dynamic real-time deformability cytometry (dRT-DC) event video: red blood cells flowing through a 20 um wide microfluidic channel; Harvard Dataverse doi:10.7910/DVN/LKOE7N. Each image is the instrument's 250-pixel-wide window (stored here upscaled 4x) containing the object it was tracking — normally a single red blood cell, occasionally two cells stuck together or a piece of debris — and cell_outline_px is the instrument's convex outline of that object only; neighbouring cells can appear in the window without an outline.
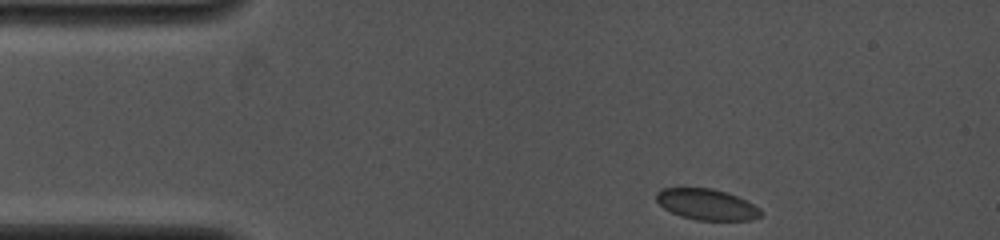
{"species": "common noctule bat (a hibernating species)", "species_latin": "Nyctalus noctula", "temperature_condition": "cold", "stored_images_in_passage": 5, "camera_frame_rate_fps": 4000, "um_per_image_px": 0.085, "animal": {"sex": "female", "body_mass_g": 19.0, "forearm_length_mm": 53.3}, "frame": {"image": 1, "passage_image": 1, "time_ms": 0.0, "image_size_px": [1000, 240], "cell_outline_px": [[760, 216], [752, 220], [696, 220], [680, 216], [664, 208], [656, 200], [656, 192], [660, 188], [712, 188], [728, 192], [760, 208]], "centroid_in_image_um": [60.04, 17.37], "position_along_channel_um": 25.0, "area_um2": 18.79}}
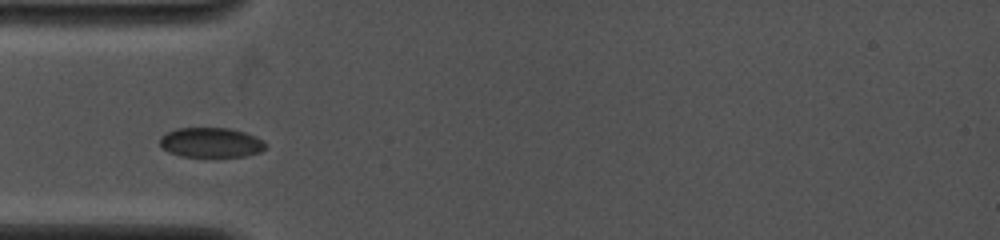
{"frame": {"image": 2, "passage_image": 4, "time_ms": 2.5, "image_size_px": [1000, 240], "cell_outline_px": [[268, 148], [260, 152], [244, 156], [180, 156], [168, 152], [160, 144], [160, 136], [176, 128], [228, 128], [244, 132], [256, 136], [264, 140]], "centroid_in_image_um": [17.96, 12.11], "position_along_channel_um": 67.0, "area_um2": 18.38}}
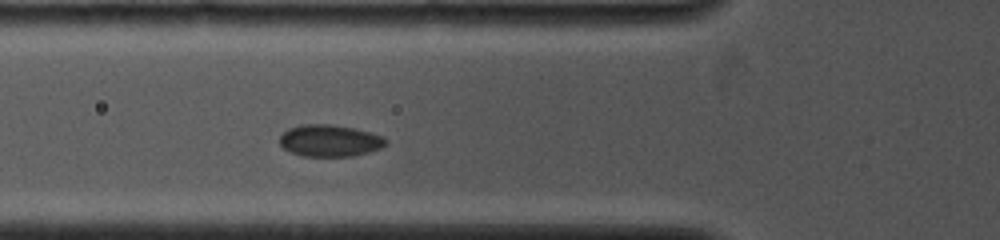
{"frame": {"image": 3, "passage_image": 5, "time_ms": 3.25, "image_size_px": [1000, 240], "cell_outline_px": [[388, 144], [380, 148], [368, 152], [352, 156], [300, 156], [284, 148], [280, 144], [280, 136], [288, 128], [300, 124], [332, 124], [356, 128], [384, 136], [388, 140]], "centroid_in_image_um": [28.05, 11.94], "position_along_channel_um": 97.7, "area_um2": 19.88}}